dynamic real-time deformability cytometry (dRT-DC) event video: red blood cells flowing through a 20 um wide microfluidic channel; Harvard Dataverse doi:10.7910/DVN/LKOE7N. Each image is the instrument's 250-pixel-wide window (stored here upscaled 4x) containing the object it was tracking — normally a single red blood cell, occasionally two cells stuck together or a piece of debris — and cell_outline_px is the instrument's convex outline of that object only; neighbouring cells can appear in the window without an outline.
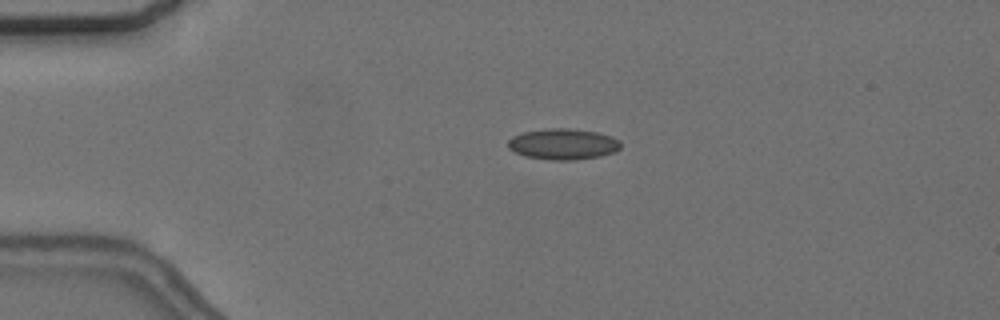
{"species": "common noctule bat (a hibernating species)", "species_latin": "Nyctalus noctula", "temperature_condition": "cold", "stored_images_in_passage": 44, "camera_frame_rate_fps": 3000, "um_per_image_px": 0.085, "animal": {"sex": "female", "body_mass_g": 24.6, "forearm_length_mm": 56.2}, "frame": {"image": 1, "passage_image": 1, "time_ms": 0.0, "image_size_px": [1000, 320], "cell_outline_px": [[620, 148], [616, 152], [600, 156], [576, 160], [552, 160], [524, 156], [508, 148], [508, 140], [512, 136], [524, 132], [548, 128], [568, 128], [596, 132], [612, 136], [620, 140]], "centroid_in_image_um": [47.88, 12.25], "position_along_channel_um": 37.1, "area_um2": 20.4}}
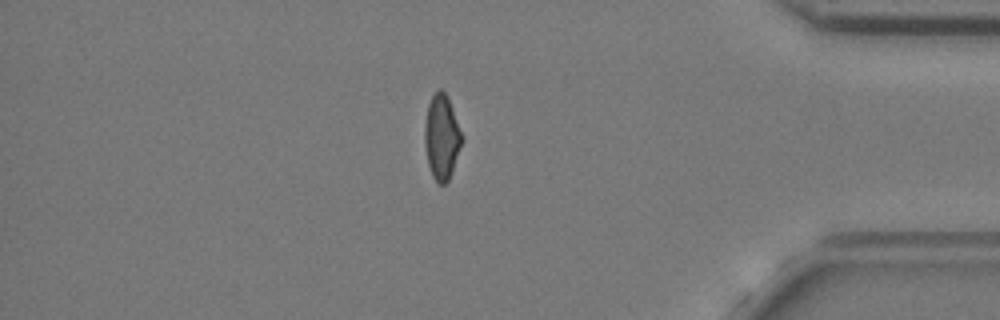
{"frame": {"image": 2, "passage_image": 36, "time_ms": 11.667, "image_size_px": [1000, 320], "cell_outline_px": [[464, 140], [452, 172], [448, 180], [444, 184], [440, 184], [432, 176], [428, 164], [424, 144], [424, 124], [428, 104], [432, 96], [440, 88], [448, 96], [464, 136]], "centroid_in_image_um": [37.56, 11.64], "position_along_channel_um": 397.6, "area_um2": 18.73}}
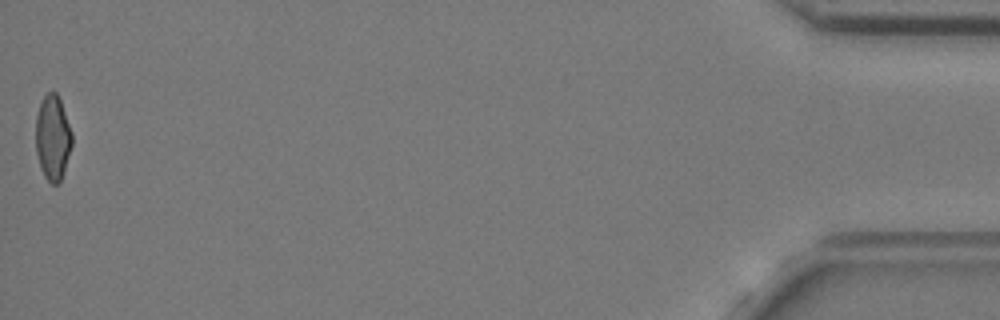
{"frame": {"image": 3, "passage_image": 44, "time_ms": 14.333, "image_size_px": [1000, 320], "cell_outline_px": [[72, 144], [60, 180], [56, 184], [52, 184], [44, 176], [40, 168], [36, 152], [36, 116], [40, 100], [48, 92], [56, 92], [60, 100], [72, 132]], "centroid_in_image_um": [4.46, 11.67], "position_along_channel_um": 430.7, "area_um2": 17.8}, "authors_computed_cell_mechanics": {"area_um2": 18.7561, "velocity_mm_per_s": 3.6877, "shape_relaxation_time_tau1_ms": 6.4147, "shape_relaxation_time_tau2_ms": 2.6327, "deformation_change_tau1": 0.105, "deformation_change_tau2": 0.0763}}